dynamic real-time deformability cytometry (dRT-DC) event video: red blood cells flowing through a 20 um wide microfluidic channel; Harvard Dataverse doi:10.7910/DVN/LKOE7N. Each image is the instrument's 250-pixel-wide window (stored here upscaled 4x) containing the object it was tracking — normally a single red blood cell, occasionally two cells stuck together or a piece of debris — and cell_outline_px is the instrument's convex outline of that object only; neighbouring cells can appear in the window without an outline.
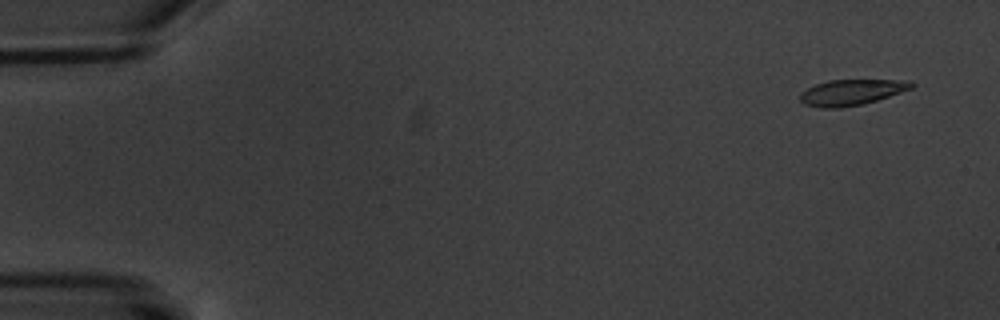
{"species": "common noctule bat (a hibernating species)", "species_latin": "Nyctalus noctula", "temperature_condition": "warm", "stored_images_in_passage": 5, "camera_frame_rate_fps": 3000, "um_per_image_px": 0.085, "animal": {"sex": "male", "body_mass_g": 20.1, "forearm_length_mm": 53.5}, "frame": {"image": 1, "passage_image": 2, "time_ms": 1.0, "image_size_px": [1000, 320], "cell_outline_px": [[916, 84], [912, 88], [876, 100], [860, 104], [840, 108], [820, 108], [804, 104], [800, 100], [800, 96], [808, 88], [816, 84], [828, 80], [912, 80]], "centroid_in_image_um": [72.39, 7.84], "position_along_channel_um": 12.6, "area_um2": 16.53}}
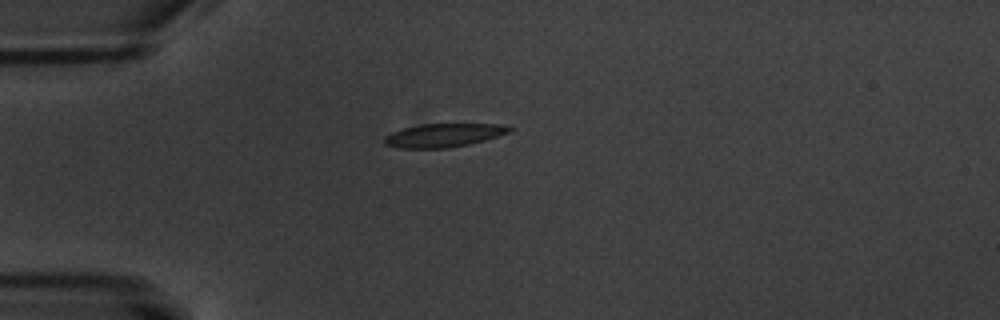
{"frame": {"image": 2, "passage_image": 5, "time_ms": 5.333, "image_size_px": [1000, 320], "cell_outline_px": [[516, 128], [512, 132], [484, 140], [468, 144], [448, 148], [400, 148], [384, 144], [384, 136], [392, 132], [404, 128], [420, 124], [500, 124]], "centroid_in_image_um": [37.74, 11.49], "position_along_channel_um": 47.3, "area_um2": 17.17}}